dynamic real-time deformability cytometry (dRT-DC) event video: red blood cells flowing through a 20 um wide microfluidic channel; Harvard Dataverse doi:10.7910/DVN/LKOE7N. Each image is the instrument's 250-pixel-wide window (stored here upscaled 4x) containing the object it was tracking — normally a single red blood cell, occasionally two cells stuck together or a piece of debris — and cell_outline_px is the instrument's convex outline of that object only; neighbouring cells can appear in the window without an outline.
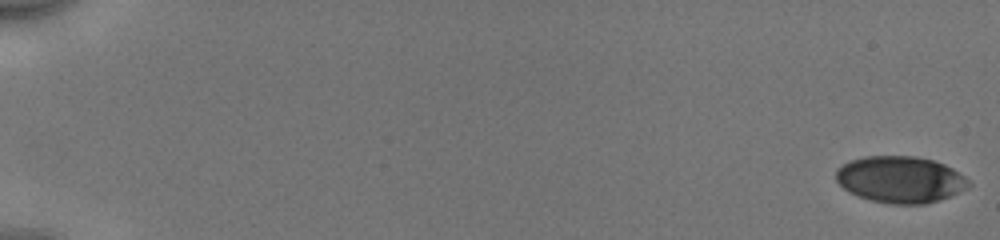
{"species": "human", "species_latin": "Homo sapiens", "temperature_condition": "cold", "stored_images_in_passage": 54, "camera_frame_rate_fps": 3000, "um_per_image_px": 0.085, "donor": {"sex": "male"}, "frame": {"image": 1, "passage_image": 1, "time_ms": 0.0, "image_size_px": [1000, 240], "cell_outline_px": [[972, 184], [968, 188], [960, 192], [940, 200], [924, 204], [888, 204], [872, 200], [848, 192], [836, 180], [836, 168], [848, 160], [864, 156], [916, 156], [932, 160], [944, 164], [952, 168], [964, 176]], "centroid_in_image_um": [76.52, 15.25], "position_along_channel_um": 8.5, "area_um2": 36.24}}
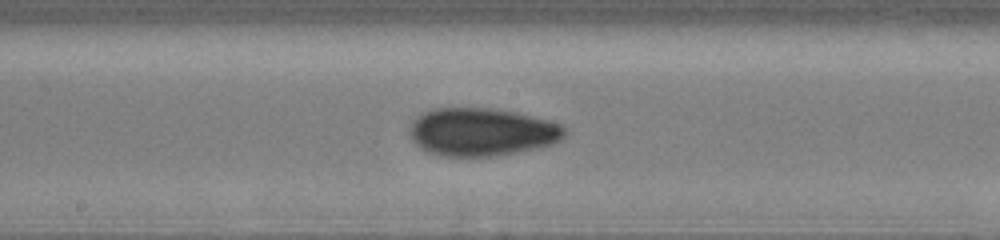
{"frame": {"image": 2, "passage_image": 31, "time_ms": 10.0, "image_size_px": [1000, 240], "cell_outline_px": [[568, 132], [560, 140], [552, 144], [540, 148], [492, 156], [440, 156], [428, 152], [420, 148], [412, 140], [408, 132], [412, 120], [416, 116], [432, 108], [492, 108], [516, 112], [560, 124]], "centroid_in_image_um": [40.91, 11.22], "position_along_channel_um": 207.3, "area_um2": 43.52}}
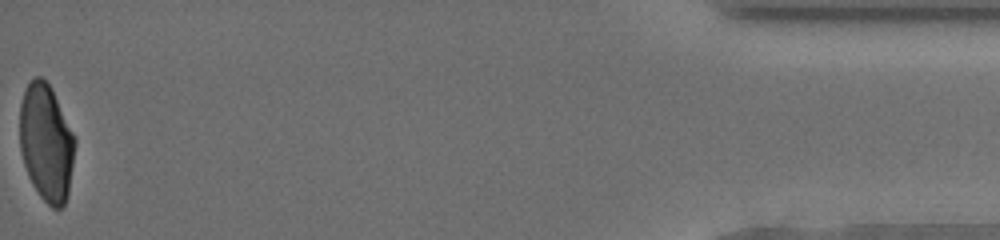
{"frame": {"image": 3, "passage_image": 54, "time_ms": 17.667, "image_size_px": [1000, 240], "cell_outline_px": [[76, 144], [68, 196], [64, 204], [60, 208], [52, 208], [40, 196], [32, 184], [28, 176], [20, 152], [20, 104], [24, 88], [36, 76], [40, 76], [52, 88], [76, 136]], "centroid_in_image_um": [3.95, 12.12], "position_along_channel_um": 431.3, "area_um2": 38.15}, "authors_computed_cell_mechanics": {"area_um2": 39.4196, "velocity_mm_per_s": 3.9817, "shape_relaxation_time_tau1_ms": 4.2931, "shape_relaxation_time_tau2_ms": 1.7008, "deformation_change_tau1": 0.1458, "deformation_change_tau2": 0.065}}